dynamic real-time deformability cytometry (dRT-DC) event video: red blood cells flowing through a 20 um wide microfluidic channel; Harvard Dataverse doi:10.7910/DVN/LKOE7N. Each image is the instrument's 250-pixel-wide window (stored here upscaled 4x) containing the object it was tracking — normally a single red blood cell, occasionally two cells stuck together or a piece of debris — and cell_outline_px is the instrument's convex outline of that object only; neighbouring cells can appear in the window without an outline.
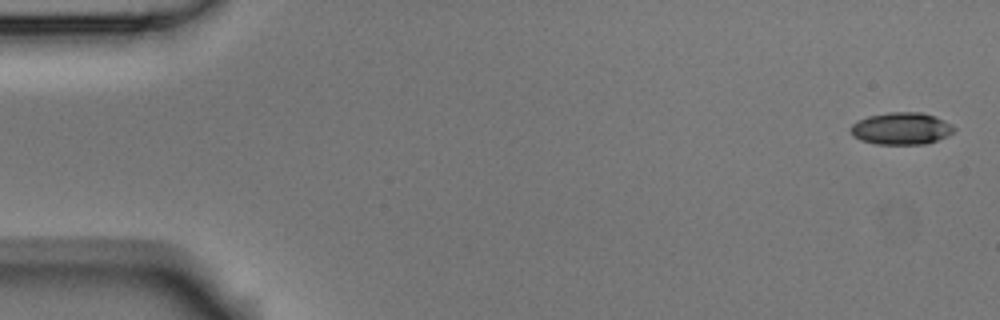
{"species": "Egyptian fruit bat (a non-hibernating species)", "species_latin": "Rousettus aegyptiacus", "temperature_condition": "room temperature", "stored_images_in_passage": 5, "camera_frame_rate_fps": 3000, "um_per_image_px": 0.085, "animal": {"sex": "male"}, "frame": {"image": 1, "passage_image": 1, "time_ms": 0.0, "image_size_px": [1000, 320], "cell_outline_px": [[956, 128], [948, 136], [924, 144], [876, 144], [860, 140], [852, 136], [848, 128], [856, 120], [868, 116], [888, 112], [924, 112], [944, 120], [952, 124]], "centroid_in_image_um": [76.57, 10.92], "position_along_channel_um": 8.4, "area_um2": 19.59}}
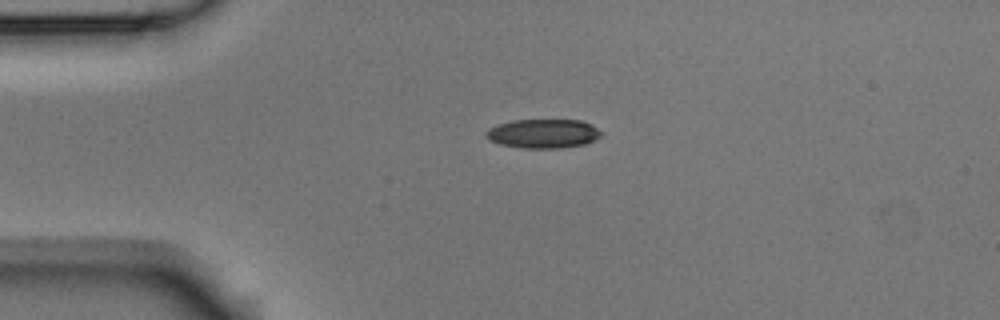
{"frame": {"image": 2, "passage_image": 4, "time_ms": 1.0, "image_size_px": [1000, 320], "cell_outline_px": [[604, 132], [596, 140], [584, 144], [560, 148], [520, 148], [500, 144], [488, 140], [484, 136], [484, 132], [488, 128], [512, 120], [580, 120], [592, 124]], "centroid_in_image_um": [46.17, 11.36], "position_along_channel_um": 38.8, "area_um2": 19.77}}